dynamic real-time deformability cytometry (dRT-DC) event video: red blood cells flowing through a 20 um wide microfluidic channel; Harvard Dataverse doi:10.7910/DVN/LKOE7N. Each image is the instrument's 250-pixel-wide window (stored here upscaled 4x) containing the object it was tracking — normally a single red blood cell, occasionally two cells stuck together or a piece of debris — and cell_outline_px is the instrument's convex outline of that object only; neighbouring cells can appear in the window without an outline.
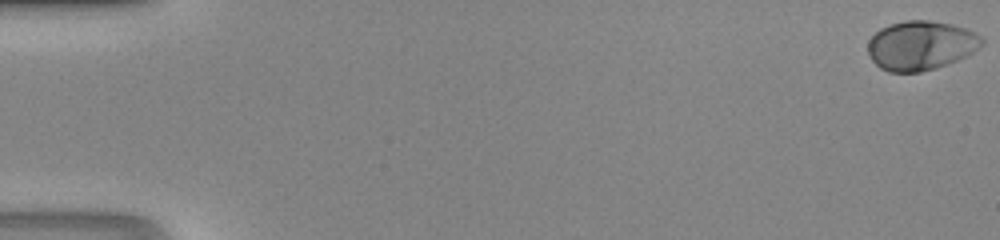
{"species": "human", "species_latin": "Homo sapiens", "temperature_condition": "room temperature", "stored_images_in_passage": 49, "camera_frame_rate_fps": 3000, "um_per_image_px": 0.085, "donor": {"sex": "male"}, "frame": {"image": 1, "passage_image": 1, "time_ms": 0.0, "image_size_px": [1000, 240], "cell_outline_px": [[984, 44], [972, 52], [956, 60], [936, 68], [920, 72], [888, 72], [880, 68], [872, 60], [868, 52], [868, 40], [880, 28], [904, 20], [928, 20], [952, 24], [964, 28], [984, 36]], "centroid_in_image_um": [78.27, 3.86], "position_along_channel_um": 6.7, "area_um2": 32.71}}
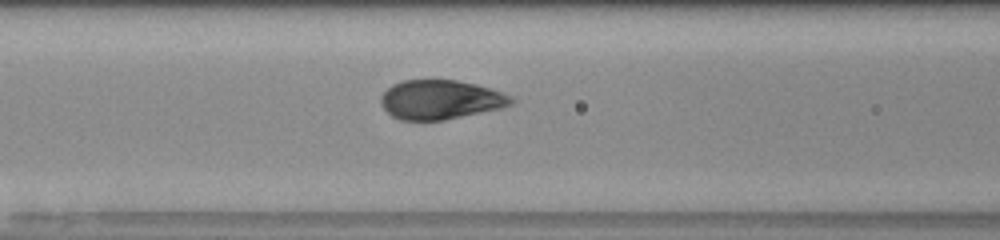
{"frame": {"image": 2, "passage_image": 22, "time_ms": 7.0, "image_size_px": [1000, 240], "cell_outline_px": [[516, 100], [512, 104], [504, 108], [444, 120], [400, 120], [392, 116], [384, 108], [380, 100], [380, 96], [392, 84], [404, 80], [456, 80], [476, 84], [504, 92], [512, 96]], "centroid_in_image_um": [37.49, 8.47], "position_along_channel_um": 129.1, "area_um2": 30.06}}
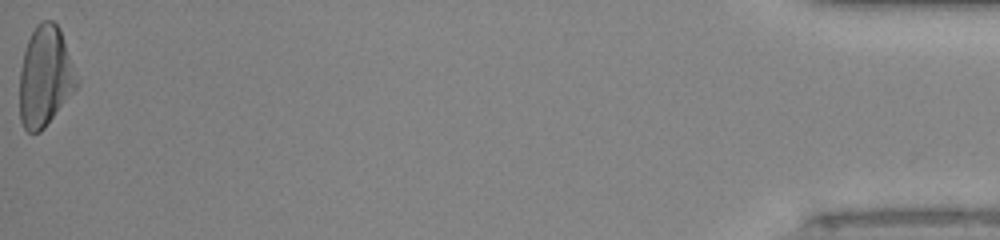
{"frame": {"image": 3, "passage_image": 49, "time_ms": 16.0, "image_size_px": [1000, 240], "cell_outline_px": [[80, 84], [44, 128], [40, 132], [28, 132], [24, 128], [20, 120], [20, 68], [24, 52], [28, 40], [36, 24], [44, 20], [52, 20], [60, 28], [80, 80]], "centroid_in_image_um": [3.86, 6.49], "position_along_channel_um": 431.3, "area_um2": 33.58}}